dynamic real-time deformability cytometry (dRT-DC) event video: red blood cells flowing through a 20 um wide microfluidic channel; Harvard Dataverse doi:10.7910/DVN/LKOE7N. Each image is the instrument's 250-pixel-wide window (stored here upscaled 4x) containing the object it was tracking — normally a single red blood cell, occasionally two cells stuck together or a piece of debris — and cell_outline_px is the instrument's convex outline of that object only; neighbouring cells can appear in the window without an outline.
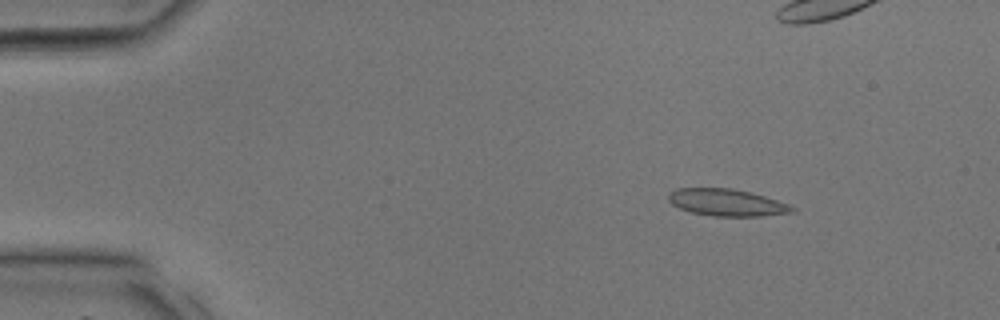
{"species": "common noctule bat (a hibernating species)", "species_latin": "Nyctalus noctula", "temperature_condition": "room temperature", "stored_images_in_passage": 38, "camera_frame_rate_fps": 3000, "um_per_image_px": 0.085, "animal": {"sex": "male", "body_mass_g": 17.9, "forearm_length_mm": 54.2}, "frame": {"image": 1, "passage_image": 6, "time_ms": 1.667, "image_size_px": [1000, 320], "cell_outline_px": [[796, 212], [760, 216], [712, 216], [692, 212], [680, 208], [672, 204], [668, 200], [668, 192], [676, 188], [732, 188], [752, 192], [788, 204], [796, 208]], "centroid_in_image_um": [61.77, 17.21], "position_along_channel_um": 23.2, "area_um2": 19.54}}
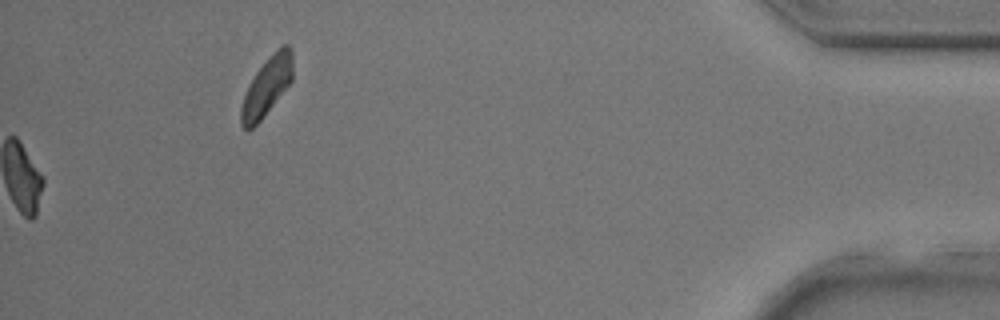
{"frame": {"image": 2, "passage_image": 38, "time_ms": 12.333, "image_size_px": [1000, 320], "cell_outline_px": [[292, 80], [260, 120], [252, 128], [244, 128], [240, 124], [240, 108], [244, 96], [256, 72], [280, 44], [288, 44], [292, 48]], "centroid_in_image_um": [22.69, 7.31], "position_along_channel_um": 412.5, "area_um2": 17.17}}